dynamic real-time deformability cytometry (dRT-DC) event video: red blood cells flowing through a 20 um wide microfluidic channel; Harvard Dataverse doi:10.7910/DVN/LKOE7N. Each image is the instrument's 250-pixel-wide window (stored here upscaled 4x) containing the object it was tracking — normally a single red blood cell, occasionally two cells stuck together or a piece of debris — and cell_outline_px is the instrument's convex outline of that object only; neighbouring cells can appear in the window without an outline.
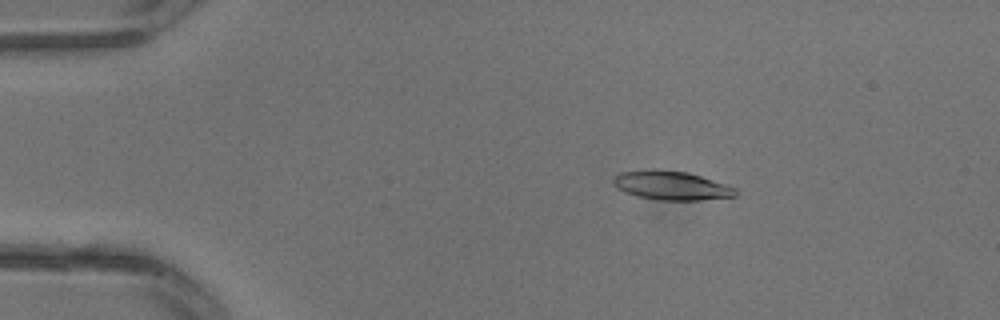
{"species": "common noctule bat (a hibernating species)", "species_latin": "Nyctalus noctula", "temperature_condition": "warm", "stored_images_in_passage": 3, "camera_frame_rate_fps": 3000, "um_per_image_px": 0.085, "animal": {"sex": "male", "body_mass_g": 13.3}, "frame": {"image": 1, "passage_image": 2, "time_ms": 0.333, "image_size_px": [1000, 320], "cell_outline_px": [[736, 196], [700, 200], [660, 200], [636, 196], [624, 192], [616, 188], [612, 184], [612, 180], [620, 172], [648, 168], [656, 168], [688, 172], [736, 188]], "centroid_in_image_um": [56.99, 15.75], "position_along_channel_um": 28.0, "area_um2": 20.81}}